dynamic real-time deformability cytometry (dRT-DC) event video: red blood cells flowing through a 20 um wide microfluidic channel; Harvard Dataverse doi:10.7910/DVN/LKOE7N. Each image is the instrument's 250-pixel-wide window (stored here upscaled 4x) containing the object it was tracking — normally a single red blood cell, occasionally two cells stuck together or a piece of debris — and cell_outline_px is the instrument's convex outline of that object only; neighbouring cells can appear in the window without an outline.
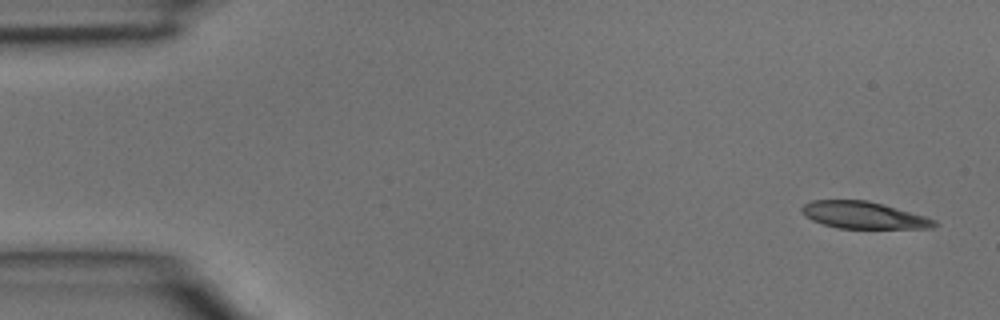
{"species": "common noctule bat (a hibernating species)", "species_latin": "Nyctalus noctula", "temperature_condition": "room temperature", "stored_images_in_passage": 3, "camera_frame_rate_fps": 3000, "um_per_image_px": 0.085, "animal": {"sex": "male", "body_mass_g": 15.6}, "frame": {"image": 1, "passage_image": 1, "time_ms": 0.0, "image_size_px": [1000, 320], "cell_outline_px": [[940, 224], [932, 228], [836, 228], [812, 220], [800, 208], [804, 204], [812, 200], [868, 200], [924, 216], [936, 220]], "centroid_in_image_um": [73.43, 18.29], "position_along_channel_um": 11.6, "area_um2": 20.58}}
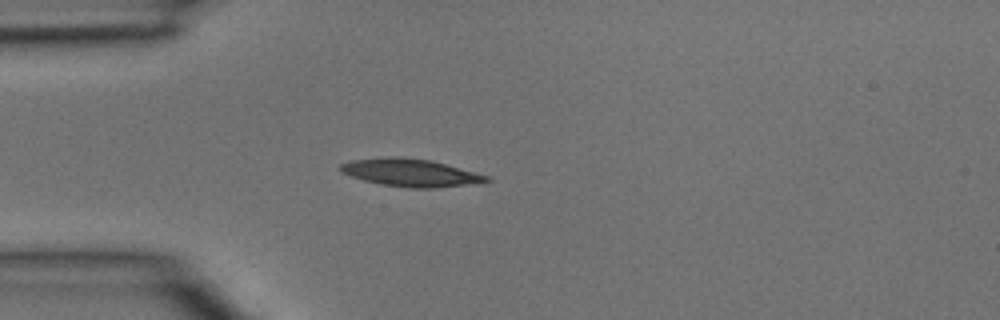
{"frame": {"image": 2, "passage_image": 3, "time_ms": 0.667, "image_size_px": [1000, 320], "cell_outline_px": [[492, 180], [436, 188], [412, 188], [380, 184], [364, 180], [340, 172], [340, 164], [352, 160], [388, 156], [400, 156], [432, 160], [492, 176]], "centroid_in_image_um": [34.9, 14.66], "position_along_channel_um": 50.1, "area_um2": 23.58}}